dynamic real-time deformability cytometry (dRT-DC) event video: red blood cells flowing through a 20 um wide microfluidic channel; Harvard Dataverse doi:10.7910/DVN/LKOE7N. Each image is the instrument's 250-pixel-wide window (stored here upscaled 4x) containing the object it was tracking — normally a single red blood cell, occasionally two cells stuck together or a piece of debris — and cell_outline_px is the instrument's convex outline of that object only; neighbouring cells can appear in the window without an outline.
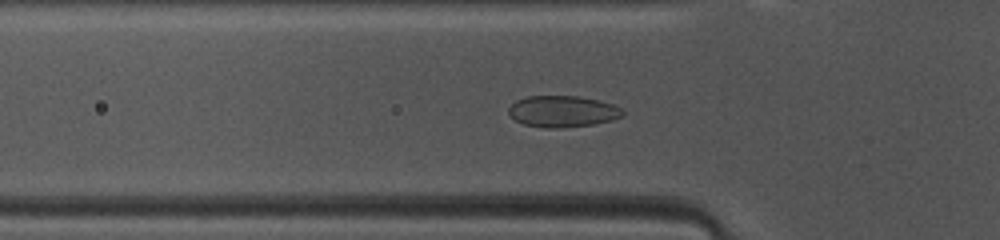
{"species": "common noctule bat (a hibernating species)", "species_latin": "Nyctalus noctula", "temperature_condition": "warm", "stored_images_in_passage": 38, "camera_frame_rate_fps": 3000, "um_per_image_px": 0.085, "animal": {"sex": "female", "body_mass_g": 10.0, "forearm_length_mm": 53.1}, "frame": {"image": 1, "passage_image": 5, "time_ms": 1.333, "image_size_px": [1000, 240], "cell_outline_px": [[624, 116], [612, 120], [592, 124], [560, 128], [548, 128], [524, 124], [516, 120], [508, 112], [508, 108], [516, 100], [528, 96], [580, 96], [600, 100], [612, 104], [620, 108], [624, 112]], "centroid_in_image_um": [47.84, 9.46], "position_along_channel_um": 78.0, "area_um2": 20.81}}
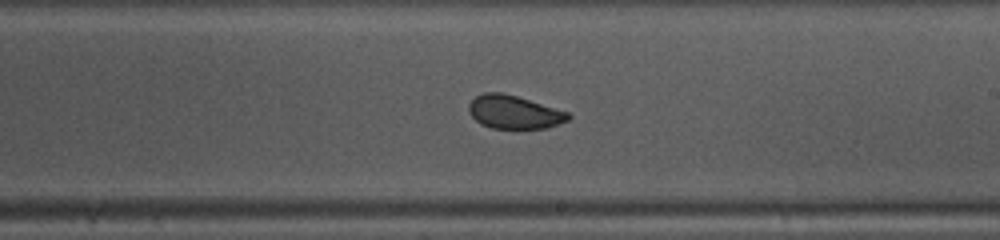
{"frame": {"image": 2, "passage_image": 17, "time_ms": 5.333, "image_size_px": [1000, 240], "cell_outline_px": [[572, 116], [568, 120], [544, 128], [492, 128], [480, 124], [468, 112], [468, 104], [476, 96], [484, 92], [504, 92], [568, 112]], "centroid_in_image_um": [43.66, 9.51], "position_along_channel_um": 245.3, "area_um2": 19.19}}
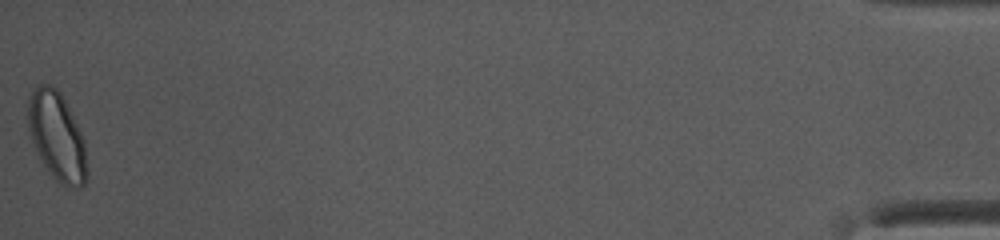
{"frame": {"image": 3, "passage_image": 38, "time_ms": 12.333, "image_size_px": [1000, 240], "cell_outline_px": [[88, 176], [84, 184], [80, 188], [68, 188], [60, 184], [52, 176], [44, 164], [32, 140], [28, 128], [28, 100], [32, 88], [40, 84], [48, 84], [56, 88], [60, 92], [84, 140], [88, 172]], "centroid_in_image_um": [4.85, 11.62], "position_along_channel_um": 430.4, "area_um2": 30.17}, "authors_computed_cell_mechanics": {"area_um2": 20.3745, "velocity_mm_per_s": 4.1551, "shape_relaxation_time_tau1_ms": 3.1308, "shape_relaxation_time_tau2_ms": 0.702, "deformation_change_tau1": 0.0961, "deformation_change_tau2": 0.0369}}